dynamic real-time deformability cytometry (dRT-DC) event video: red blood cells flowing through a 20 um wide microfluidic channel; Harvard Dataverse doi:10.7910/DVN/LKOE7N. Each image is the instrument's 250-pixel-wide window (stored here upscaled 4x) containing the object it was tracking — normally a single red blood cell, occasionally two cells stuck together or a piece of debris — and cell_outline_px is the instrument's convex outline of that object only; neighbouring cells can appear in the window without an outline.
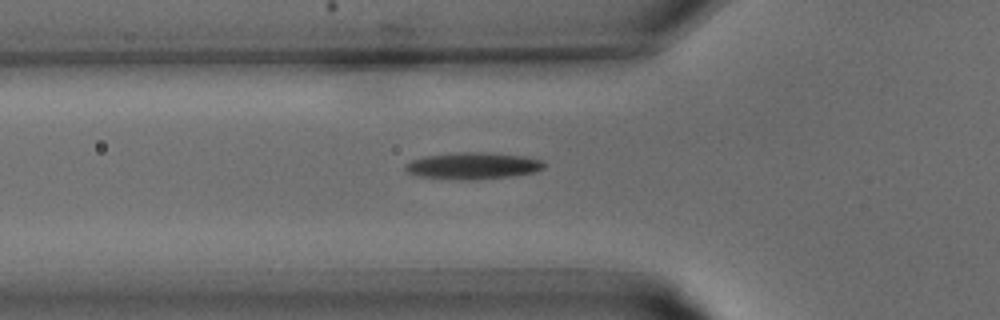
{"species": "common noctule bat (a hibernating species)", "species_latin": "Nyctalus noctula", "temperature_condition": "warm", "stored_images_in_passage": 21, "camera_frame_rate_fps": 3000, "um_per_image_px": 0.085, "animal": {"sex": "male", "body_mass_g": 15.6}, "frame": {"image": 1, "passage_image": 4, "time_ms": 1.0, "image_size_px": [1000, 320], "cell_outline_px": [[544, 168], [536, 172], [512, 176], [468, 180], [456, 180], [416, 176], [408, 172], [404, 168], [404, 164], [412, 160], [424, 156], [464, 152], [488, 152], [524, 156], [544, 160]], "centroid_in_image_um": [40.2, 14.09], "position_along_channel_um": 85.6, "area_um2": 21.79}}
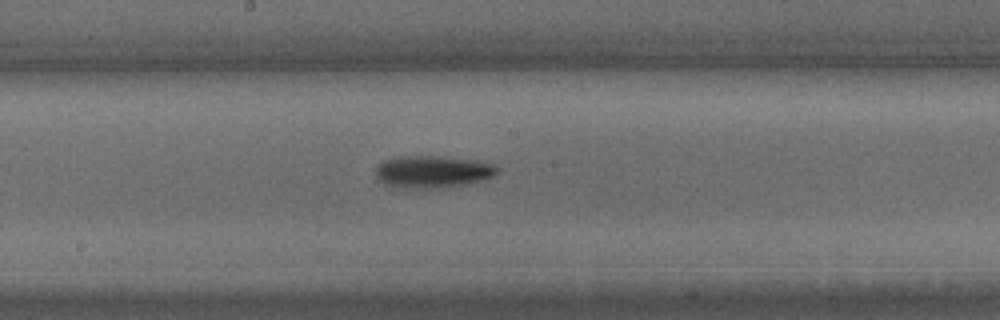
{"frame": {"image": 2, "passage_image": 10, "time_ms": 3.0, "image_size_px": [1000, 320], "cell_outline_px": [[500, 172], [496, 176], [472, 184], [428, 188], [412, 188], [388, 184], [380, 180], [376, 176], [376, 168], [384, 160], [400, 156], [436, 156], [476, 160], [492, 164], [500, 168]], "centroid_in_image_um": [36.88, 14.59], "position_along_channel_um": 211.3, "area_um2": 22.72}}
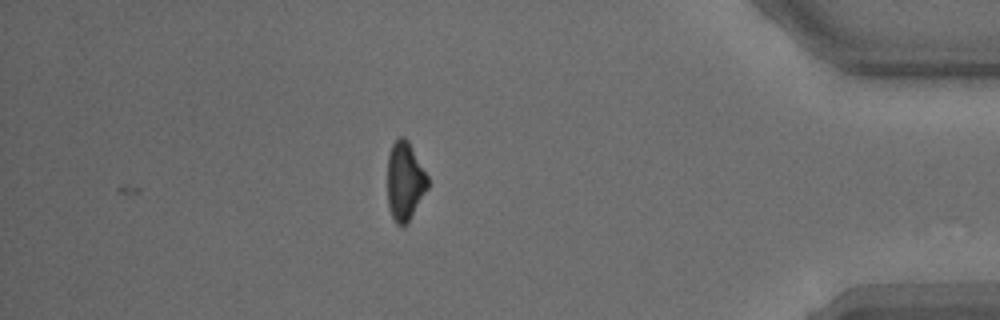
{"frame": {"image": 3, "passage_image": 21, "time_ms": 6.667, "image_size_px": [1000, 320], "cell_outline_px": [[428, 188], [408, 224], [396, 224], [392, 216], [388, 204], [388, 156], [392, 144], [400, 136], [404, 136], [408, 140], [428, 176]], "centroid_in_image_um": [34.42, 15.4], "position_along_channel_um": 400.8, "area_um2": 18.44}}